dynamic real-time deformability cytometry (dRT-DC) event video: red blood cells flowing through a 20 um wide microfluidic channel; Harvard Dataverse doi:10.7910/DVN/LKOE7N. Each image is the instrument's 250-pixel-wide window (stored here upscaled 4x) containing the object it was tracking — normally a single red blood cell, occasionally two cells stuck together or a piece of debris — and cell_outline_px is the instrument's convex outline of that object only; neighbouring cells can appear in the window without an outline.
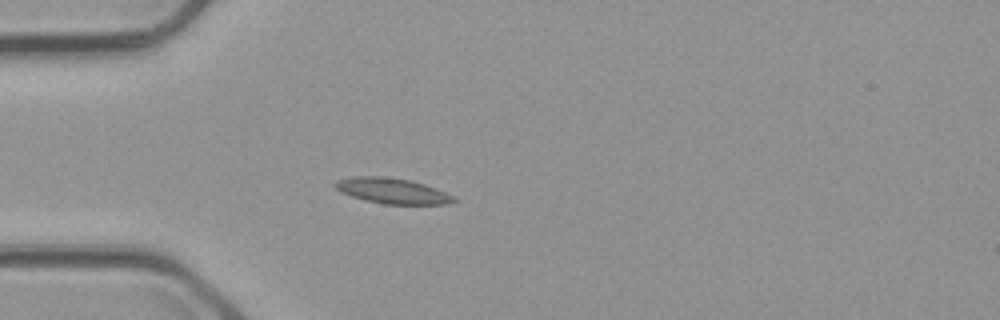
{"species": "common noctule bat (a hibernating species)", "species_latin": "Nyctalus noctula", "temperature_condition": "cold", "stored_images_in_passage": 3, "camera_frame_rate_fps": 3000, "um_per_image_px": 0.085, "animal": {"sex": "male", "body_mass_g": 23.1, "forearm_length_mm": 52.7}, "frame": {"image": 1, "passage_image": 2, "time_ms": 0.667, "image_size_px": [1000, 320], "cell_outline_px": [[456, 200], [448, 204], [384, 204], [364, 200], [340, 192], [332, 184], [336, 180], [352, 176], [380, 176], [412, 180], [436, 188], [452, 196]], "centroid_in_image_um": [33.29, 16.21], "position_along_channel_um": 51.7, "area_um2": 17.63}}